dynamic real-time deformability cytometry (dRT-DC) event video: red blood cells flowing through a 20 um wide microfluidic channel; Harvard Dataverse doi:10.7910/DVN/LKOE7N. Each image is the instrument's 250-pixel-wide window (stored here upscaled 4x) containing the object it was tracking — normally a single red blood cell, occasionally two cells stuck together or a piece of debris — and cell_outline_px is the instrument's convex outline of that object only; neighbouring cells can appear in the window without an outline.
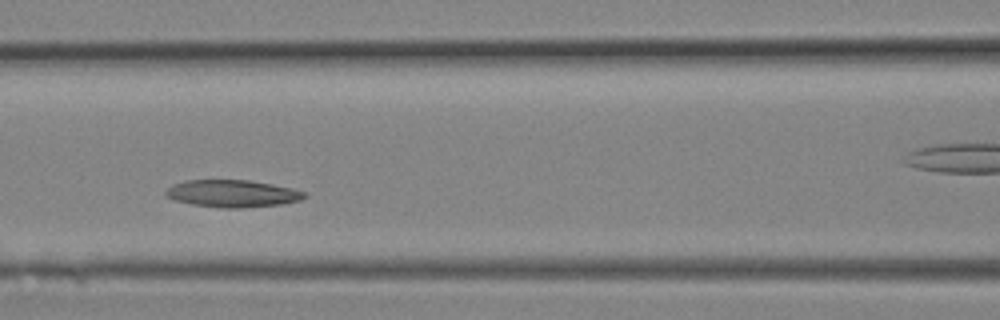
{"species": "Egyptian fruit bat (a non-hibernating species)", "species_latin": "Rousettus aegyptiacus", "temperature_condition": "room temperature", "stored_images_in_passage": 7, "segment_of_instrument_passage": [1, 2], "camera_frame_rate_fps": 3000, "um_per_image_px": 0.085, "animal": {"sex": "female"}, "frame": {"image": 1, "passage_image": 5, "time_ms": 1.333, "image_size_px": [1000, 320], "cell_outline_px": [[308, 196], [300, 200], [280, 204], [240, 208], [224, 208], [192, 204], [176, 200], [168, 196], [164, 192], [172, 184], [184, 180], [248, 180], [272, 184], [292, 188], [304, 192]], "centroid_in_image_um": [19.76, 16.44], "position_along_channel_um": 146.8, "area_um2": 21.85}}
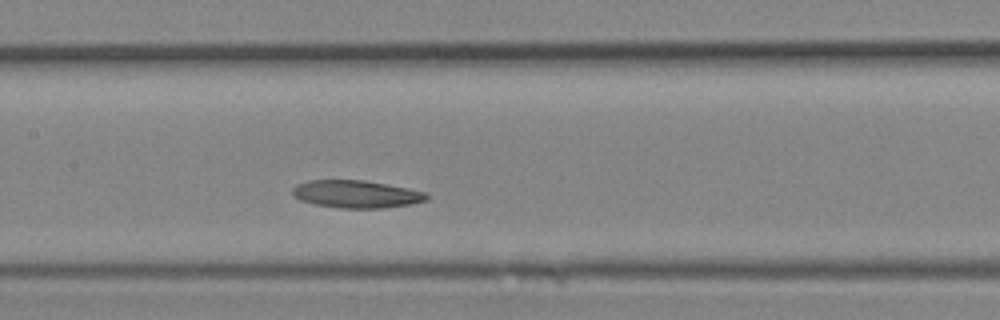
{"frame": {"image": 2, "passage_image": 6, "time_ms": 1.667, "image_size_px": [1000, 320], "cell_outline_px": [[428, 200], [412, 204], [384, 208], [340, 208], [312, 204], [300, 200], [292, 196], [292, 188], [296, 184], [308, 180], [364, 180], [408, 188], [428, 192]], "centroid_in_image_um": [30.27, 16.5], "position_along_channel_um": 177.1, "area_um2": 21.85}}